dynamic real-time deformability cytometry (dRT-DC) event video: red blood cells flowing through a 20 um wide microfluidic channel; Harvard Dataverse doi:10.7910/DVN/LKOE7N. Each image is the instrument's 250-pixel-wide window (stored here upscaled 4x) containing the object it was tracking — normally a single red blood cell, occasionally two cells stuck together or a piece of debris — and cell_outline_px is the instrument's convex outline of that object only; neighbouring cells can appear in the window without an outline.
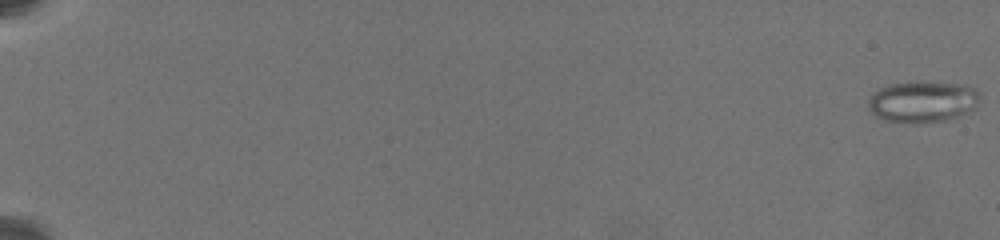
{"species": "common noctule bat (a hibernating species)", "species_latin": "Nyctalus noctula", "temperature_condition": "warm", "stored_images_in_passage": 18, "camera_frame_rate_fps": 3000, "um_per_image_px": 0.085, "animal": {"sex": "female", "body_mass_g": 19.5, "forearm_length_mm": 54.1}, "frame": {"image": 1, "passage_image": 1, "time_ms": 0.0, "image_size_px": [1000, 240], "cell_outline_px": [[980, 96], [976, 108], [956, 116], [944, 120], [916, 124], [908, 124], [884, 120], [876, 116], [868, 108], [868, 100], [880, 88], [892, 84], [968, 84], [976, 88], [980, 92]], "centroid_in_image_um": [78.45, 8.69], "position_along_channel_um": 6.6, "area_um2": 26.36}}
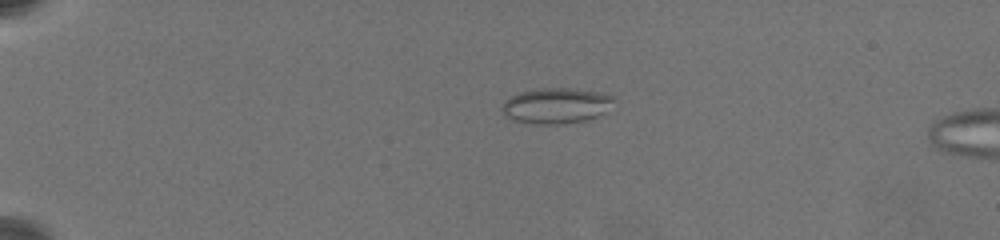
{"frame": {"image": 2, "passage_image": 15, "time_ms": 5.667, "image_size_px": [1000, 240], "cell_outline_px": [[616, 100], [604, 112], [596, 116], [584, 120], [556, 124], [536, 124], [516, 120], [508, 116], [500, 108], [504, 100], [520, 92], [536, 88], [568, 88], [596, 92], [612, 96]], "centroid_in_image_um": [47.25, 8.97], "position_along_channel_um": 37.8, "area_um2": 22.77}}